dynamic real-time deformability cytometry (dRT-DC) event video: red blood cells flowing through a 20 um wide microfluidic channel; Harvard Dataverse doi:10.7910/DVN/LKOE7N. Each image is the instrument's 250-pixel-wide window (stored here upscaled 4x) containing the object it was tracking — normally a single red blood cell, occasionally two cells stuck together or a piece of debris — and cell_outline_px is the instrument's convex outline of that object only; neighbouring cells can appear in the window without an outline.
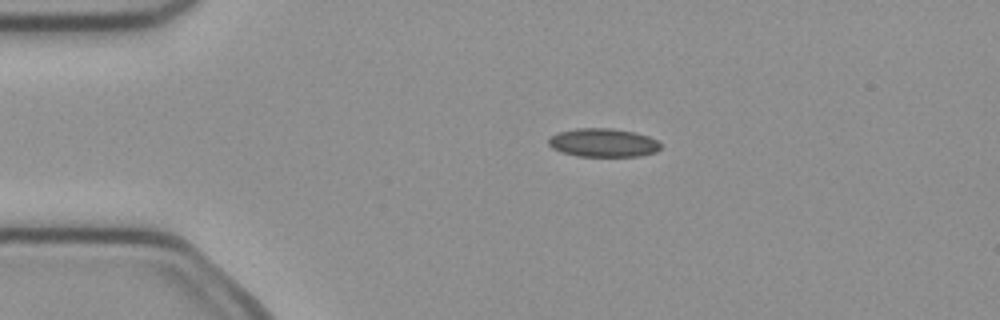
{"species": "common noctule bat (a hibernating species)", "species_latin": "Nyctalus noctula", "temperature_condition": "cold", "stored_images_in_passage": 3, "camera_frame_rate_fps": 3000, "um_per_image_px": 0.085, "animal": {"sex": "female", "body_mass_g": 21.9}, "frame": {"image": 1, "passage_image": 2, "time_ms": 0.333, "image_size_px": [1000, 320], "cell_outline_px": [[660, 148], [656, 152], [640, 156], [576, 156], [560, 152], [552, 148], [548, 144], [548, 136], [560, 132], [576, 128], [612, 128], [636, 132], [648, 136], [656, 140], [660, 144]], "centroid_in_image_um": [51.24, 12.13], "position_along_channel_um": 33.8, "area_um2": 18.79}}